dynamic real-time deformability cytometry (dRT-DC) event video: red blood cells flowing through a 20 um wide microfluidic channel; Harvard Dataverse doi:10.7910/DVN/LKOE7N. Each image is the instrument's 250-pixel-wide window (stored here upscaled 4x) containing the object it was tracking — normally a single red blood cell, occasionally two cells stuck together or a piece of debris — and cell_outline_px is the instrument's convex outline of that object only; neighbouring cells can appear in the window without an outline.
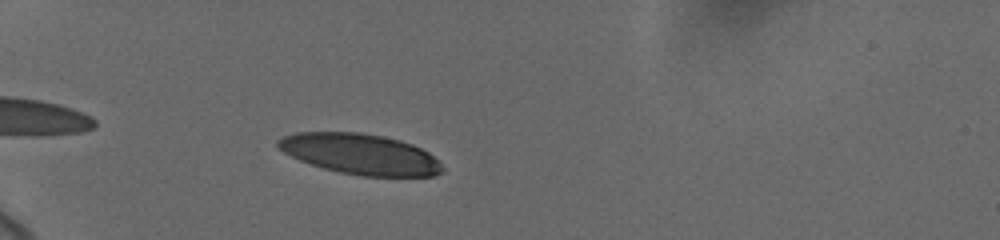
{"species": "human", "species_latin": "Homo sapiens", "temperature_condition": "cold", "stored_images_in_passage": 5, "camera_frame_rate_fps": 3000, "um_per_image_px": 0.085, "donor": {"sex": "female"}, "frame": {"image": 1, "passage_image": 3, "time_ms": 2.0, "image_size_px": [1000, 240], "cell_outline_px": [[444, 172], [436, 176], [364, 176], [340, 172], [324, 168], [300, 160], [284, 152], [276, 144], [276, 140], [284, 136], [296, 132], [360, 132], [384, 136], [400, 140], [412, 144], [428, 152], [440, 160], [444, 168]], "centroid_in_image_um": [30.68, 13.09], "position_along_channel_um": 54.3, "area_um2": 38.96}}